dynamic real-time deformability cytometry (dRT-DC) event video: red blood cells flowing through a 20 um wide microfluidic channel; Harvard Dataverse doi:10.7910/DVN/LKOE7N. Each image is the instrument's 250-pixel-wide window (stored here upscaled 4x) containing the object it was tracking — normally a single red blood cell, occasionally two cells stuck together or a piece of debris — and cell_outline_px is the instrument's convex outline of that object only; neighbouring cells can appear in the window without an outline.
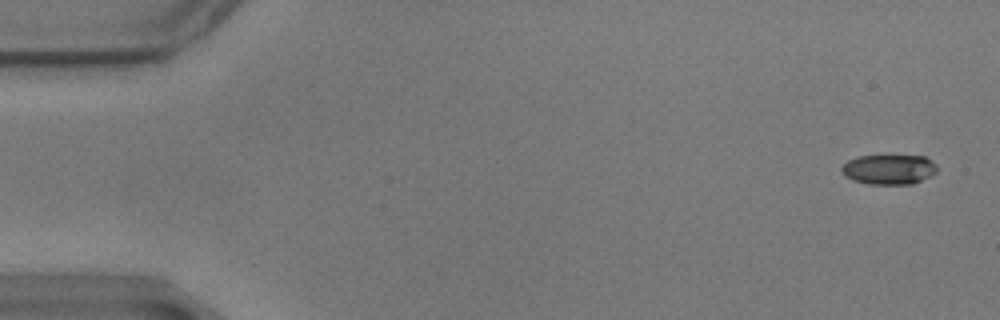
{"species": "common noctule bat (a hibernating species)", "species_latin": "Nyctalus noctula", "temperature_condition": "warm", "stored_images_in_passage": 21, "camera_frame_rate_fps": 3000, "um_per_image_px": 0.085, "animal": {"sex": "male", "body_mass_g": 17.9}, "frame": {"image": 1, "passage_image": 2, "time_ms": 0.333, "image_size_px": [1000, 320], "cell_outline_px": [[936, 172], [932, 176], [912, 184], [868, 184], [852, 180], [844, 176], [840, 172], [840, 168], [848, 160], [856, 156], [924, 156], [932, 160], [936, 164]], "centroid_in_image_um": [75.54, 14.4], "position_along_channel_um": 9.5, "area_um2": 16.82}}
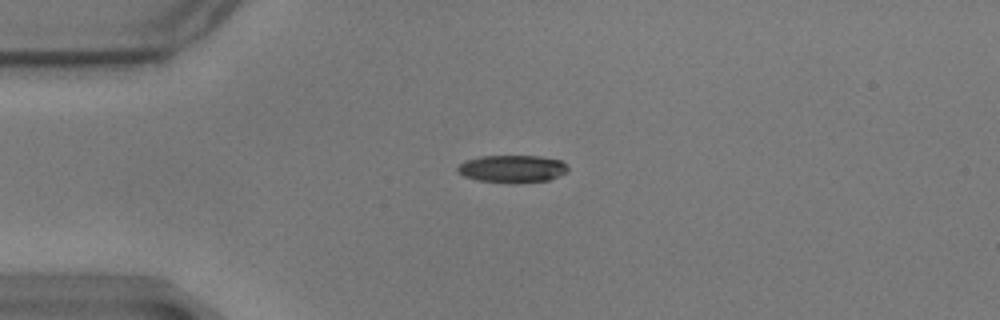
{"frame": {"image": 2, "passage_image": 14, "time_ms": 4.333, "image_size_px": [1000, 320], "cell_outline_px": [[568, 172], [548, 180], [512, 184], [476, 180], [464, 176], [456, 168], [464, 160], [480, 156], [540, 156], [560, 160], [568, 168]], "centroid_in_image_um": [43.53, 14.36], "position_along_channel_um": 41.5, "area_um2": 17.8}}